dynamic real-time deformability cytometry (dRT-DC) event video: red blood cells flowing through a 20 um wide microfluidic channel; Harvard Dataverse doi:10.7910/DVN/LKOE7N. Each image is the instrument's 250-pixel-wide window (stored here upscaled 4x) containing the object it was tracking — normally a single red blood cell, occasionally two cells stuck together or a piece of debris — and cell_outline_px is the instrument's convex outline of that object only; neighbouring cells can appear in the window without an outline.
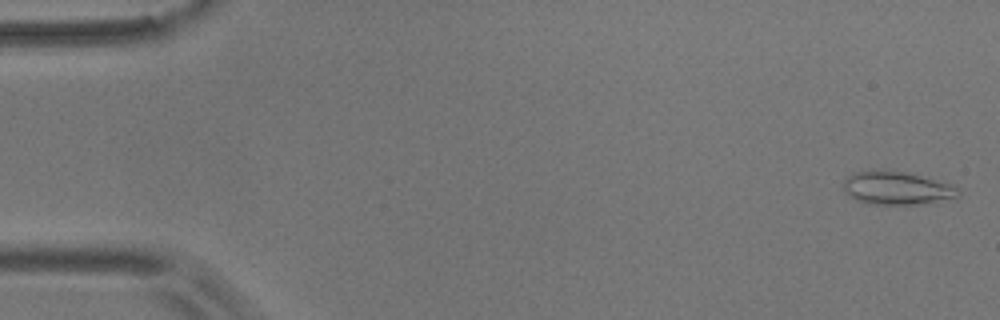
{"species": "common noctule bat (a hibernating species)", "species_latin": "Nyctalus noctula", "temperature_condition": "room temperature", "stored_images_in_passage": 55, "camera_frame_rate_fps": 3000, "um_per_image_px": 0.085, "animal": {"sex": "male", "body_mass_g": 17.9}, "frame": {"image": 1, "passage_image": 2, "time_ms": 0.333, "image_size_px": [1000, 320], "cell_outline_px": [[960, 196], [916, 204], [868, 204], [856, 200], [844, 192], [844, 180], [848, 176], [856, 172], [908, 172], [952, 184], [960, 188]], "centroid_in_image_um": [76.25, 16.01], "position_along_channel_um": 8.7, "area_um2": 21.68}}
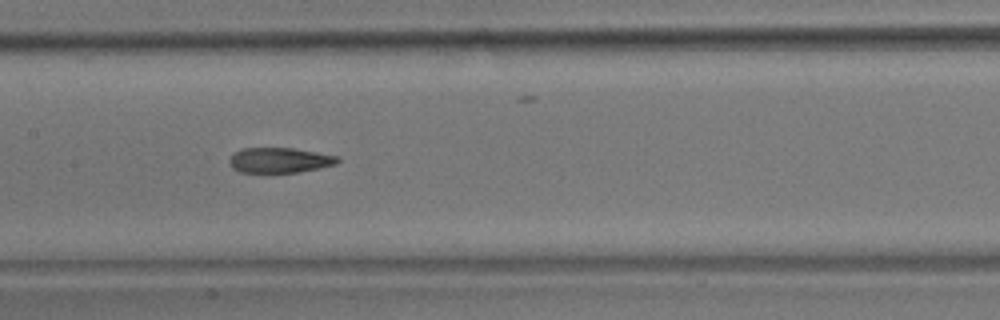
{"frame": {"image": 2, "passage_image": 27, "time_ms": 8.667, "image_size_px": [1000, 320], "cell_outline_px": [[340, 160], [336, 164], [296, 172], [240, 172], [232, 168], [228, 160], [236, 152], [244, 148], [292, 148], [316, 152], [336, 156]], "centroid_in_image_um": [23.74, 13.61], "position_along_channel_um": 183.7, "area_um2": 15.55}}
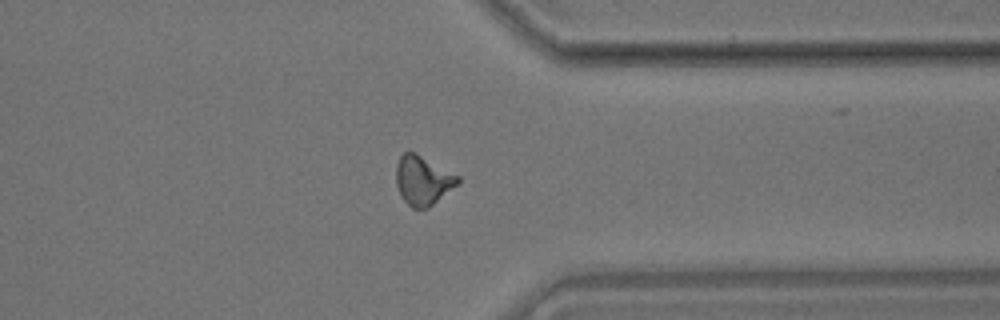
{"frame": {"image": 3, "passage_image": 43, "time_ms": 14.0, "image_size_px": [1000, 320], "cell_outline_px": [[460, 184], [428, 208], [412, 208], [404, 200], [396, 184], [396, 164], [400, 156], [404, 152], [416, 152], [460, 176]], "centroid_in_image_um": [35.97, 15.32], "position_along_channel_um": 375.4, "area_um2": 17.86}, "authors_computed_cell_mechanics": {"area_um2": 17.1666, "velocity_mm_per_s": 3.6792, "shape_relaxation_time_tau1_ms": 10.0297, "shape_relaxation_time_tau2_ms": 4.1676, "deformation_change_tau1": 0.2412, "deformation_change_tau2": 0.1112}}